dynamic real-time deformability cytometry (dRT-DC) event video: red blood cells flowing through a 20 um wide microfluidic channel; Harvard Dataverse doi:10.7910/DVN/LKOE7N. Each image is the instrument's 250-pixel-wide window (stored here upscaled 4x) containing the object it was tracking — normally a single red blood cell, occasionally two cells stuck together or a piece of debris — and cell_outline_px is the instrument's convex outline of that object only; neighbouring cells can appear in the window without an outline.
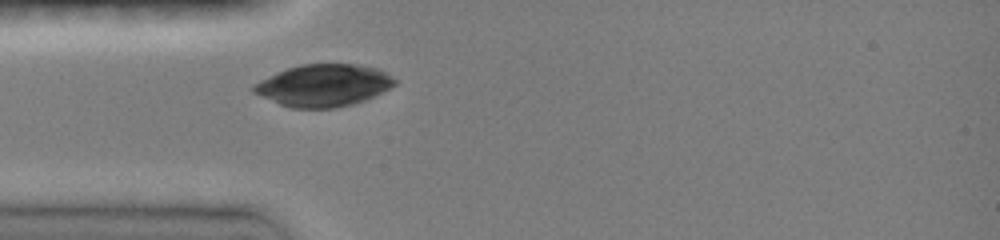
{"species": "common noctule bat (a hibernating species)", "species_latin": "Nyctalus noctula", "temperature_condition": "room temperature", "stored_images_in_passage": 4, "camera_frame_rate_fps": 3000, "um_per_image_px": 0.085, "animal": {"sex": "female", "body_mass_g": 19.0, "forearm_length_mm": 51.5}, "frame": {"image": 1, "passage_image": 4, "time_ms": 3.333, "image_size_px": [1000, 240], "cell_outline_px": [[396, 84], [364, 100], [352, 104], [336, 108], [292, 108], [280, 104], [252, 92], [252, 84], [260, 80], [288, 68], [300, 64], [356, 64], [376, 68], [384, 72], [396, 80]], "centroid_in_image_um": [27.47, 7.26], "position_along_channel_um": 57.5, "area_um2": 34.22}}